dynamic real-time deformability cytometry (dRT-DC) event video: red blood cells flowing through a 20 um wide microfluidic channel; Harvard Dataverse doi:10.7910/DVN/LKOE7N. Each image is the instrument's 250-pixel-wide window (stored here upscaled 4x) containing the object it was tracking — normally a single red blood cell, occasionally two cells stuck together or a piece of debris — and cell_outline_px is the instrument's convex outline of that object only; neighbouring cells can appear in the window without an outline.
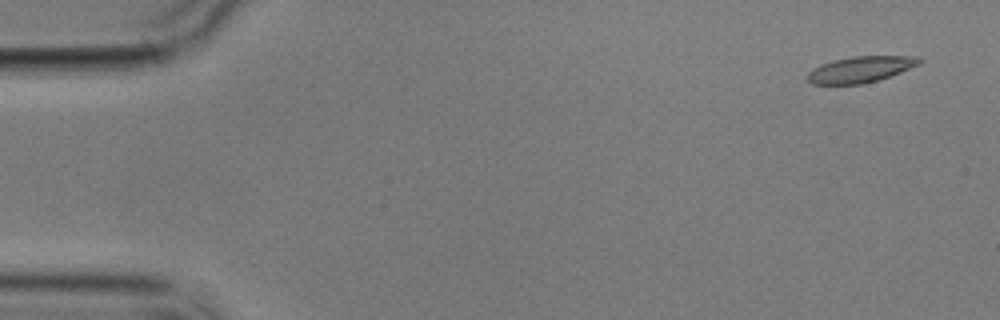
{"species": "common noctule bat (a hibernating species)", "species_latin": "Nyctalus noctula", "temperature_condition": "cold", "stored_images_in_passage": 7, "camera_frame_rate_fps": 3000, "um_per_image_px": 0.085, "animal": {"sex": "male", "body_mass_g": 17.9}, "frame": {"image": 1, "passage_image": 1, "time_ms": 0.0, "image_size_px": [1000, 320], "cell_outline_px": [[924, 60], [920, 64], [900, 72], [864, 84], [812, 84], [808, 80], [808, 72], [820, 64], [852, 56], [920, 56]], "centroid_in_image_um": [73.18, 5.89], "position_along_channel_um": 11.8, "area_um2": 16.88}}
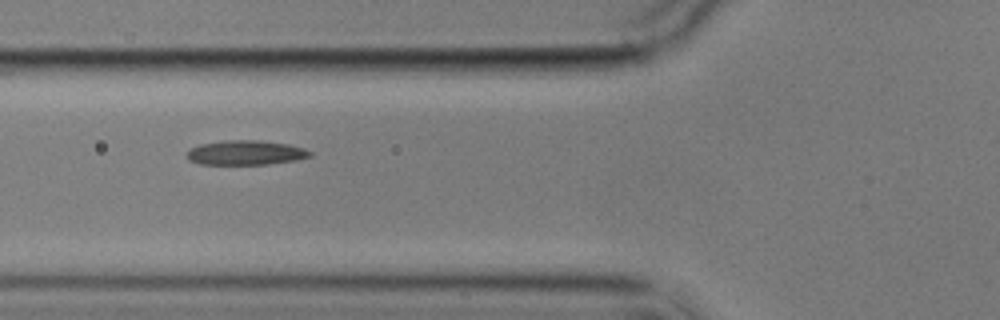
{"frame": {"image": 2, "passage_image": 6, "time_ms": 6.0, "image_size_px": [1000, 320], "cell_outline_px": [[312, 156], [296, 160], [268, 164], [200, 164], [188, 160], [188, 152], [192, 148], [200, 144], [224, 140], [260, 140], [288, 144], [304, 148], [312, 152]], "centroid_in_image_um": [20.91, 12.97], "position_along_channel_um": 104.9, "area_um2": 17.57}}
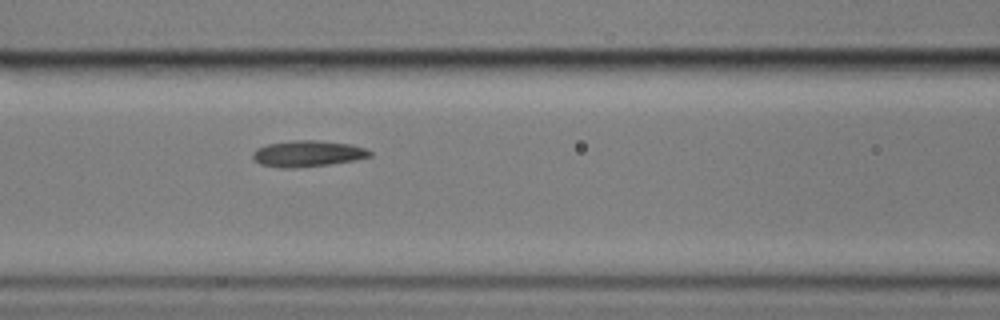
{"frame": {"image": 3, "passage_image": 7, "time_ms": 7.0, "image_size_px": [1000, 320], "cell_outline_px": [[372, 156], [356, 160], [328, 164], [292, 168], [280, 168], [260, 164], [252, 160], [252, 152], [256, 148], [268, 144], [292, 140], [316, 140], [352, 144], [364, 148], [372, 152]], "centroid_in_image_um": [26.12, 13.05], "position_along_channel_um": 140.5, "area_um2": 17.98}}